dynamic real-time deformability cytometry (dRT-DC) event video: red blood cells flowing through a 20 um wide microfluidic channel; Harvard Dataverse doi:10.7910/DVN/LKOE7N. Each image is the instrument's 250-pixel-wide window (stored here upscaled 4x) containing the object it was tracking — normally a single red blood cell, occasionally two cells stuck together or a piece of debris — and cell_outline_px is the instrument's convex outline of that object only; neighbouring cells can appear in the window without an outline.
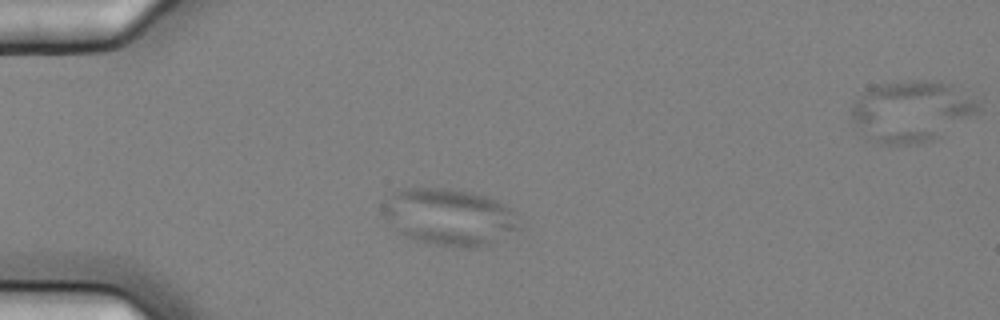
{"species": "common noctule bat (a hibernating species)", "species_latin": "Nyctalus noctula", "temperature_condition": "cold", "stored_images_in_passage": 6, "camera_frame_rate_fps": 3000, "um_per_image_px": 0.085, "animal": {"sex": "female", "body_mass_g": 25.1}, "frame": {"image": 1, "passage_image": 4, "time_ms": 1.0, "image_size_px": [1000, 320], "cell_outline_px": [[520, 228], [488, 244], [472, 248], [468, 248], [436, 244], [416, 240], [404, 236], [380, 212], [380, 204], [384, 200], [396, 192], [404, 188], [448, 188], [468, 192], [484, 196], [496, 200], [512, 208]], "centroid_in_image_um": [38.14, 18.42], "position_along_channel_um": 46.9, "area_um2": 44.68}}
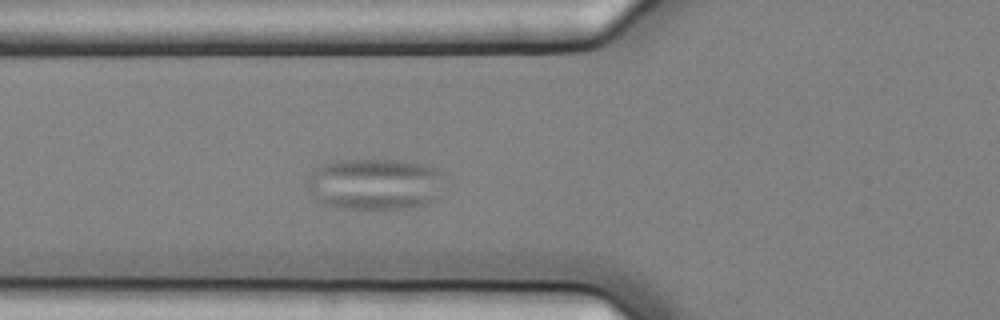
{"frame": {"image": 2, "passage_image": 6, "time_ms": 1.667, "image_size_px": [1000, 320], "cell_outline_px": [[444, 172], [436, 200], [428, 204], [404, 208], [344, 208], [324, 204], [304, 184], [304, 180], [316, 168], [332, 160], [400, 160], [428, 164]], "centroid_in_image_um": [31.88, 15.62], "position_along_channel_um": 93.9, "area_um2": 41.27}}